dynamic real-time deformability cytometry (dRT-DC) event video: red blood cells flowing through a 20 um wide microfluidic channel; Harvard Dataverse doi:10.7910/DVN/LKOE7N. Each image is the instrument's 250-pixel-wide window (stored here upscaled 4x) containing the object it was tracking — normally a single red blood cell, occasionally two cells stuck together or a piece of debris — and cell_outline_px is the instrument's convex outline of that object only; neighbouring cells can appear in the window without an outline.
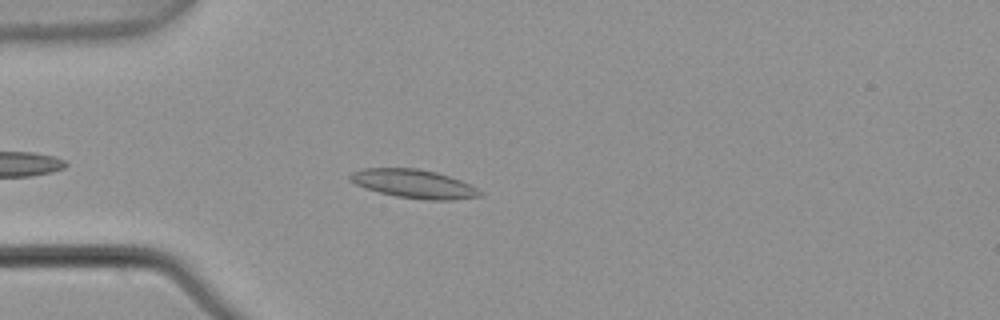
{"species": "common noctule bat (a hibernating species)", "species_latin": "Nyctalus noctula", "temperature_condition": "warm", "stored_images_in_passage": 5, "camera_frame_rate_fps": 3000, "um_per_image_px": 0.085, "animal": {"sex": "male", "body_mass_g": 21.5, "forearm_length_mm": 52.0}, "frame": {"image": 1, "passage_image": 5, "time_ms": 1.333, "image_size_px": [1000, 320], "cell_outline_px": [[484, 196], [452, 200], [428, 200], [396, 196], [380, 192], [356, 184], [348, 180], [348, 176], [352, 172], [364, 168], [416, 168], [436, 172], [460, 180], [484, 192]], "centroid_in_image_um": [35.2, 15.62], "position_along_channel_um": 49.8, "area_um2": 21.56}}